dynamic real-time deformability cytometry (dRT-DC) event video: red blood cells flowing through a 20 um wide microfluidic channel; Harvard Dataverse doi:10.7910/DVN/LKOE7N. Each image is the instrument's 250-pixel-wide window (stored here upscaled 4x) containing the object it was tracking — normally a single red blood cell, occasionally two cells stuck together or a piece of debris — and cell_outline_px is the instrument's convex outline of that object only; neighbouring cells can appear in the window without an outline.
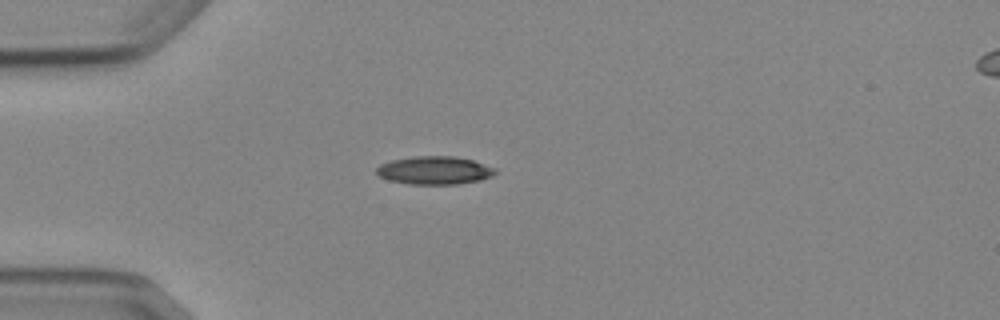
{"species": "Egyptian fruit bat (a non-hibernating species)", "species_latin": "Rousettus aegyptiacus", "temperature_condition": "cold", "stored_images_in_passage": 2, "camera_frame_rate_fps": 3000, "um_per_image_px": 0.085, "animal": {"sex": "female"}, "frame": {"image": 1, "passage_image": 1, "time_ms": 0.0, "image_size_px": [1000, 320], "cell_outline_px": [[496, 172], [492, 176], [480, 180], [456, 184], [408, 184], [388, 180], [380, 176], [376, 172], [376, 168], [380, 164], [392, 160], [416, 156], [456, 156], [472, 160], [496, 168]], "centroid_in_image_um": [36.93, 14.48], "position_along_channel_um": 48.1, "area_um2": 19.42}}